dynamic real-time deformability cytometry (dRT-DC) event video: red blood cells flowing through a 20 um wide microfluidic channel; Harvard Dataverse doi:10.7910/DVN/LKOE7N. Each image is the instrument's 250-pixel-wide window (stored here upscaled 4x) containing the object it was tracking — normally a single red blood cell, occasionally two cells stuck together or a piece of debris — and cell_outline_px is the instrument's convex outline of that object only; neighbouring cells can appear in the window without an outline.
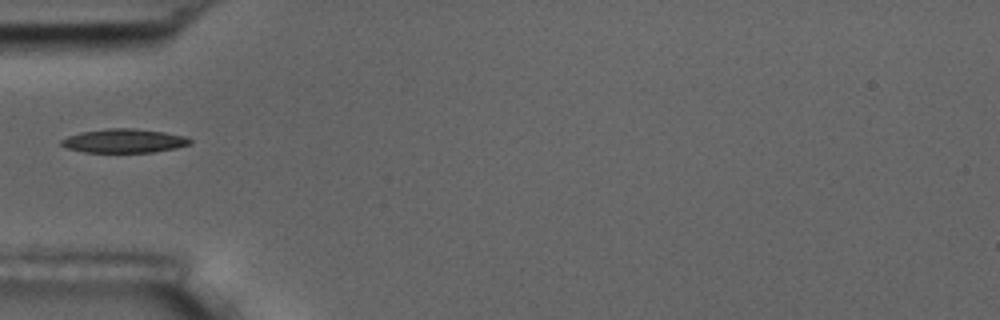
{"species": "common noctule bat (a hibernating species)", "species_latin": "Nyctalus noctula", "temperature_condition": "room temperature", "stored_images_in_passage": 6, "camera_frame_rate_fps": 3000, "um_per_image_px": 0.085, "animal": {"sex": "male", "body_mass_g": 17.5, "forearm_length_mm": 52.3}, "frame": {"image": 1, "passage_image": 6, "time_ms": 6.0, "image_size_px": [1000, 320], "cell_outline_px": [[192, 144], [176, 148], [152, 152], [84, 152], [64, 148], [60, 144], [60, 140], [68, 136], [80, 132], [108, 128], [132, 128], [164, 132], [184, 136], [192, 140]], "centroid_in_image_um": [10.51, 11.97], "position_along_channel_um": 74.5, "area_um2": 17.98}}